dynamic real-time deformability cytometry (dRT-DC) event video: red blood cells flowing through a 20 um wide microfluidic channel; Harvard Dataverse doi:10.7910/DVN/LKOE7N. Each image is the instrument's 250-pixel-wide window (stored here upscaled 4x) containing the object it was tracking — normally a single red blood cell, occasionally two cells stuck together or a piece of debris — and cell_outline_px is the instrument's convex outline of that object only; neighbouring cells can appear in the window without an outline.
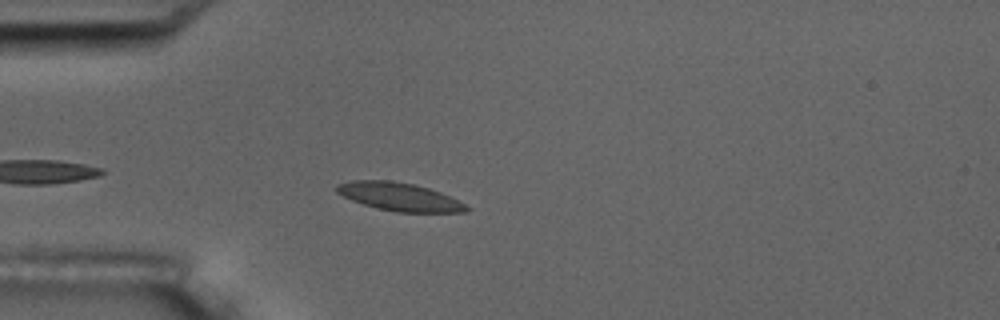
{"species": "common noctule bat (a hibernating species)", "species_latin": "Nyctalus noctula", "temperature_condition": "room temperature", "stored_images_in_passage": 4, "camera_frame_rate_fps": 3000, "um_per_image_px": 0.085, "animal": {"sex": "male", "body_mass_g": 17.5, "forearm_length_mm": 52.3}, "frame": {"image": 1, "passage_image": 4, "time_ms": 4.333, "image_size_px": [1000, 320], "cell_outline_px": [[472, 208], [464, 212], [396, 212], [376, 208], [352, 200], [336, 192], [336, 184], [348, 180], [392, 180], [412, 184], [428, 188], [440, 192]], "centroid_in_image_um": [33.9, 16.72], "position_along_channel_um": 51.1, "area_um2": 21.15}}